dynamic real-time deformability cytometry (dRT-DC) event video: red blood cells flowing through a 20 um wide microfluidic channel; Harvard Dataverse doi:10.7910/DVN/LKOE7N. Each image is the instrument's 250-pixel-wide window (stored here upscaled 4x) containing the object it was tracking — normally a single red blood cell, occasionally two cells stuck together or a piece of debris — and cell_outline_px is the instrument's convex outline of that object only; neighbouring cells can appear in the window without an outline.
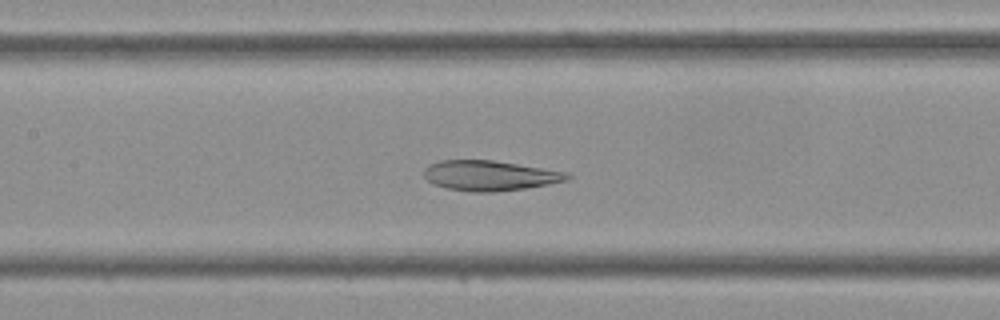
{"species": "Egyptian fruit bat (a non-hibernating species)", "species_latin": "Rousettus aegyptiacus", "temperature_condition": "cold", "stored_images_in_passage": 33, "camera_frame_rate_fps": 3000, "um_per_image_px": 0.085, "frame": {"image": 1, "passage_image": 12, "time_ms": 3.667, "image_size_px": [1000, 320], "cell_outline_px": [[572, 176], [568, 180], [548, 184], [524, 188], [492, 192], [472, 192], [448, 188], [436, 184], [428, 180], [424, 176], [424, 168], [428, 164], [440, 160], [492, 160], [568, 172]], "centroid_in_image_um": [41.63, 14.91], "position_along_channel_um": 165.8, "area_um2": 24.97}}
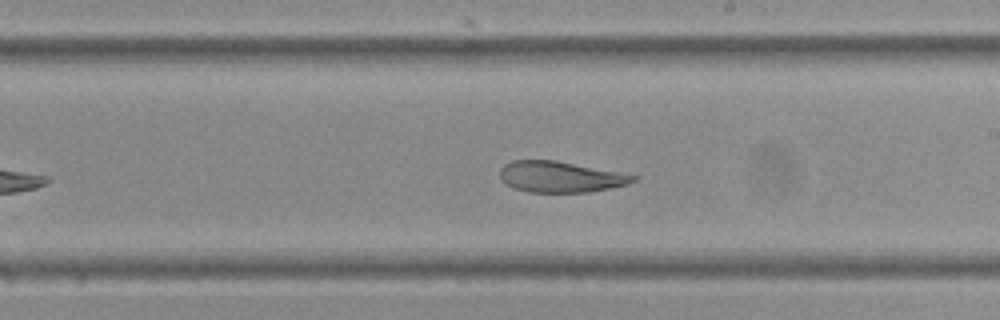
{"frame": {"image": 2, "passage_image": 17, "time_ms": 5.333, "image_size_px": [1000, 320], "cell_outline_px": [[640, 176], [636, 180], [628, 184], [588, 192], [528, 192], [512, 188], [500, 176], [500, 168], [504, 164], [512, 160], [556, 160]], "centroid_in_image_um": [47.63, 15.02], "position_along_channel_um": 241.4, "area_um2": 23.99}}
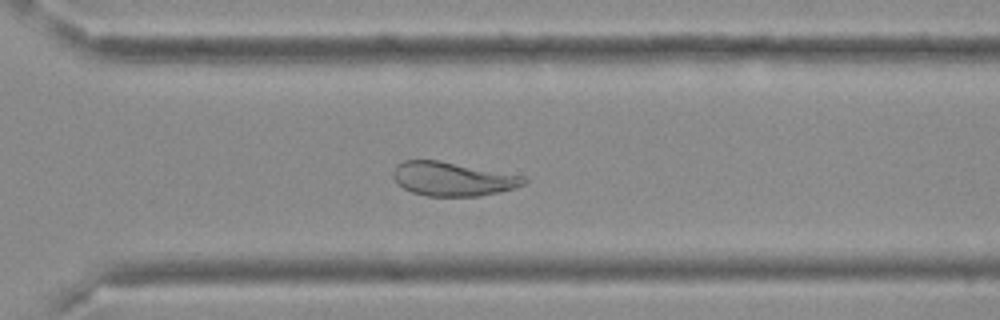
{"frame": {"image": 3, "passage_image": 23, "time_ms": 7.333, "image_size_px": [1000, 320], "cell_outline_px": [[528, 180], [524, 184], [500, 192], [480, 196], [428, 196], [412, 192], [396, 184], [392, 176], [392, 172], [396, 164], [404, 160], [440, 160], [524, 176]], "centroid_in_image_um": [38.43, 15.2], "position_along_channel_um": 332.2, "area_um2": 25.95}}